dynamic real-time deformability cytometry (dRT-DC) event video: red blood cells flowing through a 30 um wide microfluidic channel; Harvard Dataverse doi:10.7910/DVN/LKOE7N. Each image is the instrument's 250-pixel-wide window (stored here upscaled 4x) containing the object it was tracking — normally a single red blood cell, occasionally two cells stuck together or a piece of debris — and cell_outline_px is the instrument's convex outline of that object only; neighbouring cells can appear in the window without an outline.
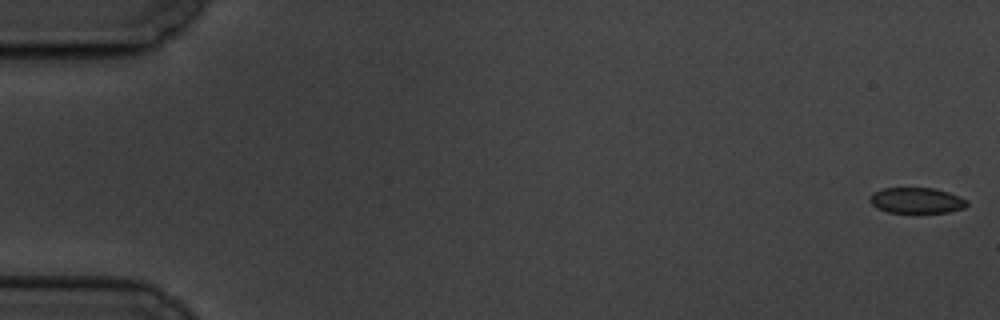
{"species": "common noctule bat (a hibernating species)", "species_latin": "Nyctalus noctula", "temperature_condition": "cold", "stored_images_in_passage": 5, "camera_frame_rate_fps": 3000, "um_per_image_px": 0.085, "animal": {"sex": "male", "body_mass_g": 19.5, "forearm_length_mm": 54.6}, "frame": {"image": 1, "passage_image": 1, "time_ms": 0.0, "image_size_px": [1000, 320], "cell_outline_px": [[968, 204], [964, 208], [948, 212], [888, 212], [876, 208], [868, 200], [872, 192], [884, 188], [932, 188], [948, 192], [960, 196], [968, 200]], "centroid_in_image_um": [77.9, 17.03], "position_along_channel_um": 7.1, "area_um2": 14.57}}
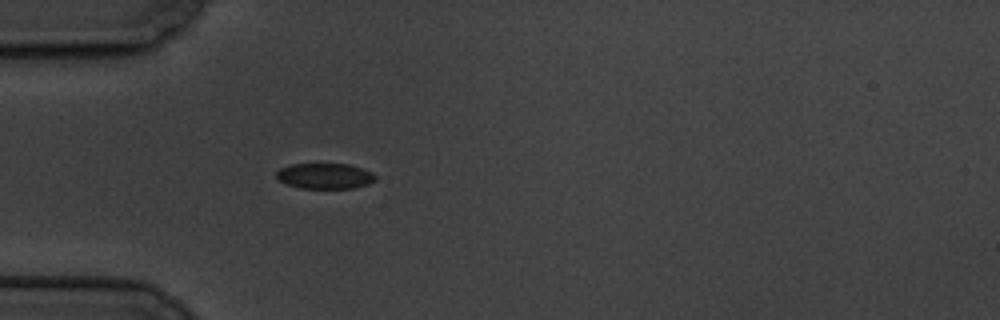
{"frame": {"image": 2, "passage_image": 5, "time_ms": 5.667, "image_size_px": [1000, 320], "cell_outline_px": [[376, 180], [368, 184], [352, 188], [300, 188], [288, 184], [280, 180], [276, 176], [276, 172], [280, 168], [292, 164], [348, 164], [372, 172], [376, 176]], "centroid_in_image_um": [27.62, 14.96], "position_along_channel_um": 57.4, "area_um2": 14.62}}